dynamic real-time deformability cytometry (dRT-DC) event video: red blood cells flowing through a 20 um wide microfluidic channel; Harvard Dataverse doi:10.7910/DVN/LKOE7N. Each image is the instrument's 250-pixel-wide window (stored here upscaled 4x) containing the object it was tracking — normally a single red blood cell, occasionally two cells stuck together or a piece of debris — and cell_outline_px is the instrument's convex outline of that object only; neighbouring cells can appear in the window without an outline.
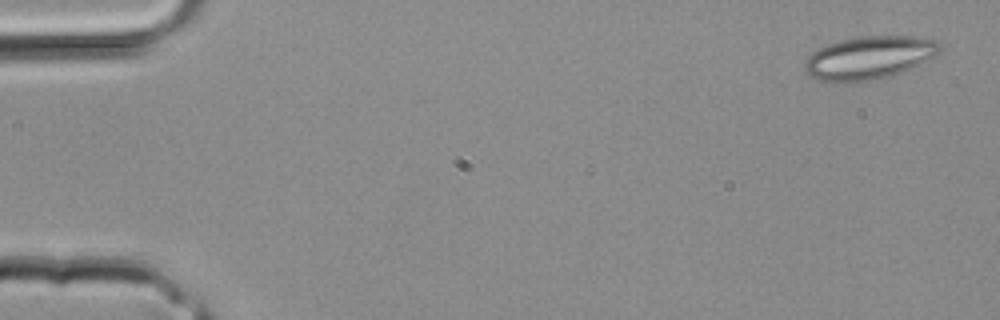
{"species": "common noctule bat (a hibernating species)", "species_latin": "Nyctalus noctula", "temperature_condition": "room temperature", "stored_images_in_passage": 3, "camera_frame_rate_fps": 3000, "um_per_image_px": 0.085, "animal": {"sex": "male", "body_mass_g": 20.4}, "frame": {"image": 1, "passage_image": 1, "time_ms": 0.0, "image_size_px": [1000, 320], "cell_outline_px": [[940, 52], [920, 64], [912, 68], [892, 76], [856, 84], [832, 84], [808, 76], [804, 72], [804, 60], [812, 52], [828, 44], [840, 40], [860, 36], [912, 36], [936, 40], [940, 44]], "centroid_in_image_um": [73.81, 4.95], "position_along_channel_um": 11.2, "area_um2": 34.74}}